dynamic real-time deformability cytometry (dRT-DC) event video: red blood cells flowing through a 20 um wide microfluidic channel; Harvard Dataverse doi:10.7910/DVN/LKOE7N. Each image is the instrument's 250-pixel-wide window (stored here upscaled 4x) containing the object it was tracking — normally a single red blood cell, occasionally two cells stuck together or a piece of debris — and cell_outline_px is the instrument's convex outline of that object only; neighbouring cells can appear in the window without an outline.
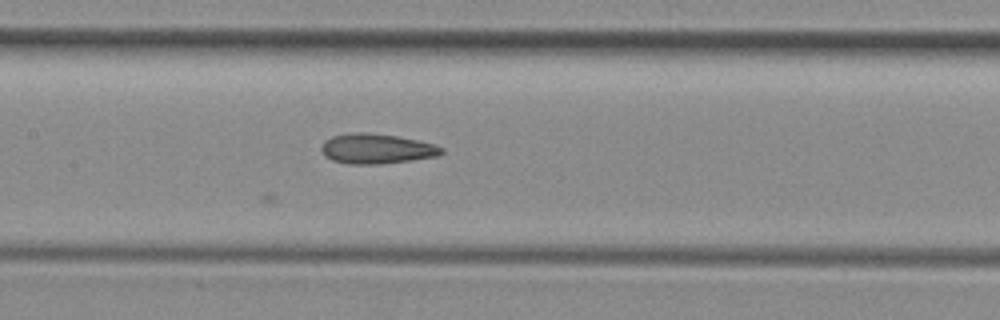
{"species": "common noctule bat (a hibernating species)", "species_latin": "Nyctalus noctula", "temperature_condition": "room temperature", "stored_images_in_passage": 4, "camera_frame_rate_fps": 3000, "um_per_image_px": 0.085, "animal": {"sex": "female", "body_mass_g": 29.2, "forearm_length_mm": 56.3}, "frame": {"image": 1, "passage_image": 4, "time_ms": 1.0, "image_size_px": [1000, 320], "cell_outline_px": [[444, 152], [440, 156], [412, 160], [380, 164], [348, 164], [332, 160], [324, 156], [320, 148], [324, 140], [332, 136], [348, 132], [364, 132], [396, 136], [436, 144], [444, 148]], "centroid_in_image_um": [32.0, 12.64], "position_along_channel_um": 175.4, "area_um2": 21.27}}